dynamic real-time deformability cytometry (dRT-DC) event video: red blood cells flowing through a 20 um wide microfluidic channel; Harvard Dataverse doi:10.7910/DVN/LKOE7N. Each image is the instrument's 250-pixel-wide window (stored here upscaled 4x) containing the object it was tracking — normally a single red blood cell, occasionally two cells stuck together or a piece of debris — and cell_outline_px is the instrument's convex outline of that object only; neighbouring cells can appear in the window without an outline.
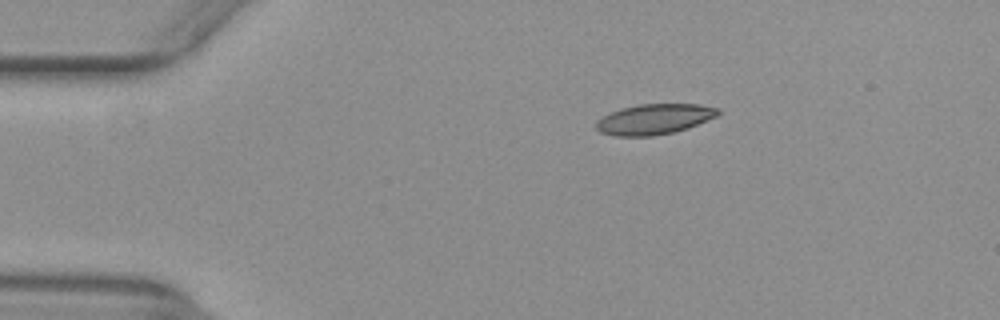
{"species": "common noctule bat (a hibernating species)", "species_latin": "Nyctalus noctula", "temperature_condition": "warm", "stored_images_in_passage": 39, "camera_frame_rate_fps": 3000, "um_per_image_px": 0.085, "animal": {"sex": "female", "body_mass_g": 29.2, "forearm_length_mm": 56.3}, "frame": {"image": 1, "passage_image": 3, "time_ms": 0.667, "image_size_px": [1000, 320], "cell_outline_px": [[720, 112], [716, 116], [708, 120], [688, 128], [672, 132], [652, 136], [616, 136], [600, 132], [596, 128], [596, 120], [620, 108], [640, 104], [700, 104], [720, 108]], "centroid_in_image_um": [55.63, 10.12], "position_along_channel_um": 29.4, "area_um2": 21.56}}
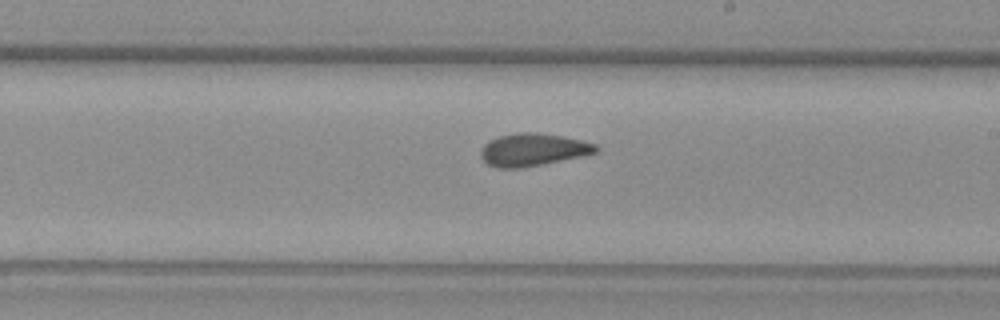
{"frame": {"image": 2, "passage_image": 24, "time_ms": 7.667, "image_size_px": [1000, 320], "cell_outline_px": [[600, 148], [596, 152], [580, 156], [520, 168], [496, 168], [488, 164], [480, 156], [480, 152], [484, 144], [500, 136], [516, 132], [536, 132], [564, 136], [596, 144]], "centroid_in_image_um": [45.28, 12.71], "position_along_channel_um": 243.7, "area_um2": 21.62}}
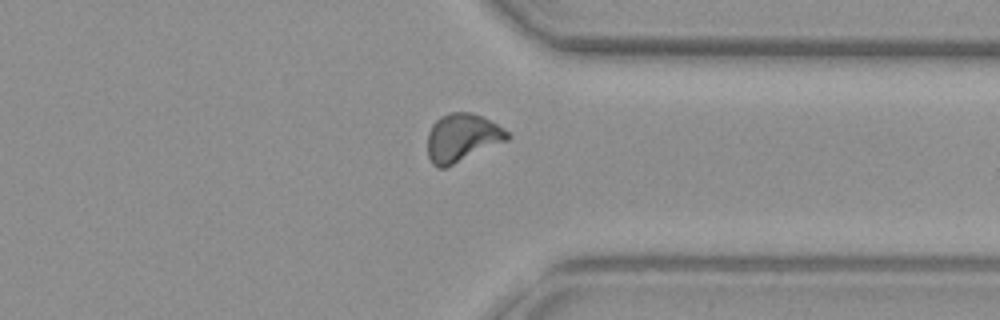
{"frame": {"image": 3, "passage_image": 34, "time_ms": 11.0, "image_size_px": [1000, 320], "cell_outline_px": [[512, 136], [508, 140], [444, 168], [436, 168], [432, 164], [428, 156], [428, 132], [432, 124], [440, 116], [452, 112], [472, 112], [484, 116], [504, 128]], "centroid_in_image_um": [39.29, 11.69], "position_along_channel_um": 372.1, "area_um2": 22.48}, "authors_computed_cell_mechanics": {"area_um2": 21.8484, "velocity_mm_per_s": 3.9217, "shape_relaxation_time_tau1_ms": null, "shape_relaxation_time_tau2_ms": 2.478, "deformation_change_tau1": null, "deformation_change_tau2": 0.091}}